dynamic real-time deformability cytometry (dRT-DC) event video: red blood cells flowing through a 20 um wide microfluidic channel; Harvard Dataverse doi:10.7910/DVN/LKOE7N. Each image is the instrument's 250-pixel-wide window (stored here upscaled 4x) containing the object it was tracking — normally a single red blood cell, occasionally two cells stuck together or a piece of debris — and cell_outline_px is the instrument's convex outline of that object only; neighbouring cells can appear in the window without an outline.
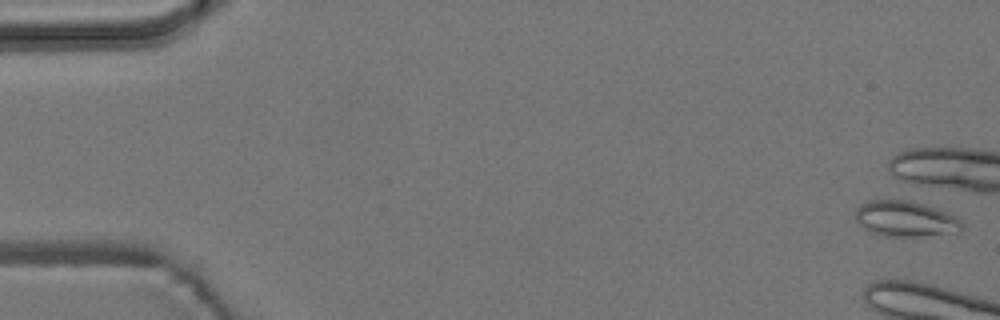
{"species": "common noctule bat (a hibernating species)", "species_latin": "Nyctalus noctula", "temperature_condition": "room temperature", "stored_images_in_passage": 2, "camera_frame_rate_fps": 3000, "um_per_image_px": 0.085, "animal": {"sex": "male", "body_mass_g": 19.2, "forearm_length_mm": 51.8}, "frame": {"image": 1, "passage_image": 1, "time_ms": 0.0, "image_size_px": [1000, 320], "cell_outline_px": [[964, 228], [960, 232], [920, 236], [884, 236], [868, 232], [856, 220], [856, 208], [860, 204], [868, 200], [900, 196], [916, 200], [948, 212], [956, 216], [964, 224]], "centroid_in_image_um": [76.97, 18.54], "position_along_channel_um": 8.0, "area_um2": 23.29}}